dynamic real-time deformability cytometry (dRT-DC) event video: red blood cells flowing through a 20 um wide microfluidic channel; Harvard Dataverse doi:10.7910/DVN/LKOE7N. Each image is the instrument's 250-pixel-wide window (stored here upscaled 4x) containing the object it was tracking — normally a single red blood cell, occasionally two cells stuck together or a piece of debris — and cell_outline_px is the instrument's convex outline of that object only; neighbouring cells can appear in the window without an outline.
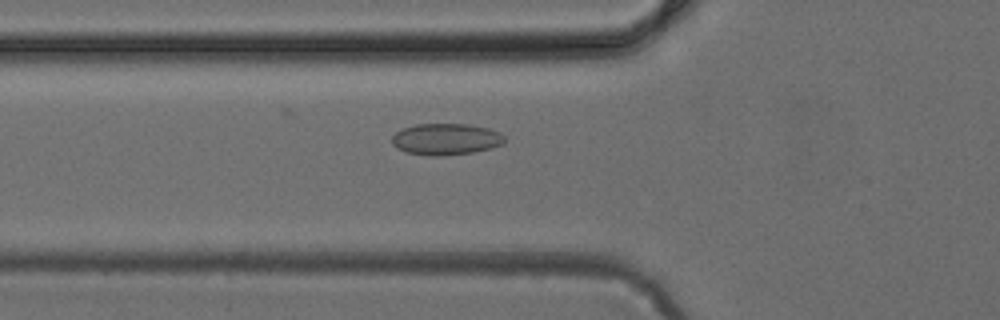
{"species": "common noctule bat (a hibernating species)", "species_latin": "Nyctalus noctula", "temperature_condition": "cold", "stored_images_in_passage": 39, "camera_frame_rate_fps": 3000, "um_per_image_px": 0.085, "animal": {"sex": "female", "body_mass_g": 24.6, "forearm_length_mm": 56.2}, "frame": {"image": 1, "passage_image": 18, "time_ms": 5.667, "image_size_px": [1000, 320], "cell_outline_px": [[504, 144], [492, 148], [472, 152], [440, 156], [428, 156], [404, 152], [396, 148], [392, 144], [392, 136], [400, 128], [416, 124], [468, 124], [488, 128], [500, 132], [504, 136]], "centroid_in_image_um": [37.87, 11.83], "position_along_channel_um": 87.9, "area_um2": 20.92}}
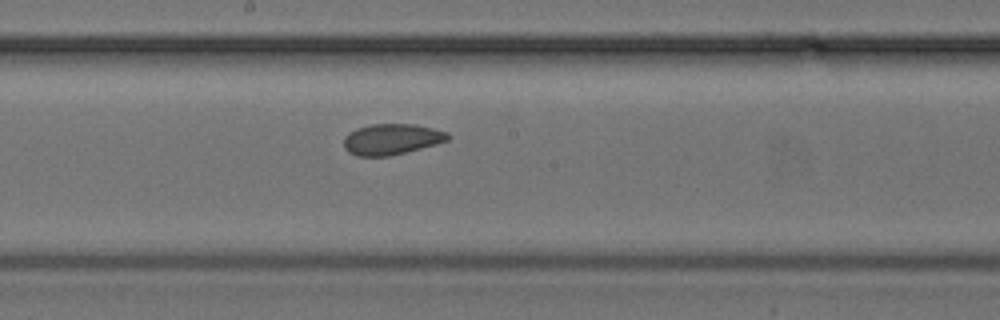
{"frame": {"image": 2, "passage_image": 27, "time_ms": 8.667, "image_size_px": [1000, 320], "cell_outline_px": [[452, 136], [448, 140], [436, 144], [388, 156], [356, 156], [348, 152], [344, 148], [344, 136], [348, 132], [356, 128], [372, 124], [412, 124], [432, 128], [448, 132]], "centroid_in_image_um": [33.26, 11.83], "position_along_channel_um": 214.9, "area_um2": 18.73}}
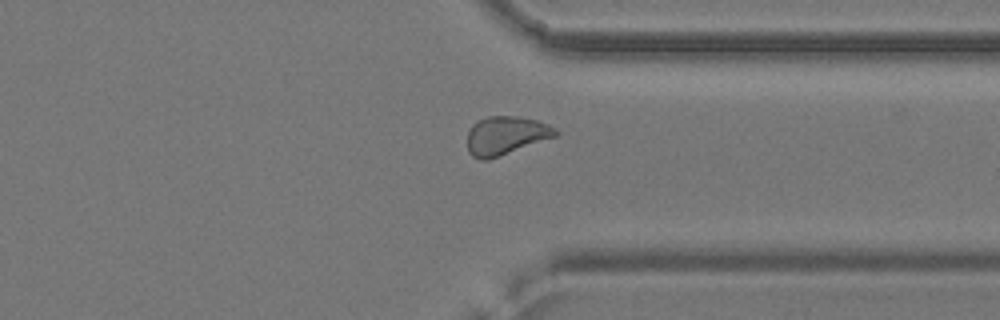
{"frame": {"image": 3, "passage_image": 38, "time_ms": 12.333, "image_size_px": [1000, 320], "cell_outline_px": [[560, 132], [556, 136], [500, 156], [488, 160], [480, 160], [472, 156], [468, 152], [468, 132], [472, 124], [488, 116], [520, 116], [536, 120], [548, 124]], "centroid_in_image_um": [42.99, 11.52], "position_along_channel_um": 368.4, "area_um2": 19.77}}